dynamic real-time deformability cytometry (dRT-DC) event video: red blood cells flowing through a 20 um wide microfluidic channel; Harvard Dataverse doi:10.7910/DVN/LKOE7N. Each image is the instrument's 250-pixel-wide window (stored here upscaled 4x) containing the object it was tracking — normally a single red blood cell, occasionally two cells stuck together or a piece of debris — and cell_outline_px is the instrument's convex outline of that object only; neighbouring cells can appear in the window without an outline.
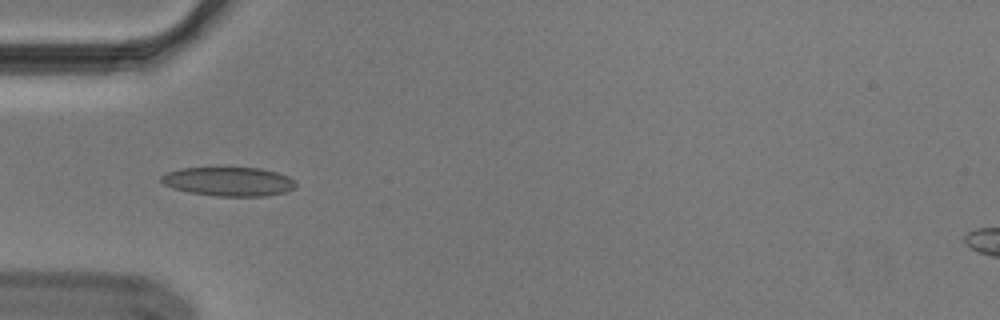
{"species": "Egyptian fruit bat (a non-hibernating species)", "species_latin": "Rousettus aegyptiacus", "temperature_condition": "cold", "stored_images_in_passage": 38, "camera_frame_rate_fps": 3000, "um_per_image_px": 0.085, "animal": {"sex": "male"}, "frame": {"image": 1, "passage_image": 1, "time_ms": 0.0, "image_size_px": [1000, 320], "cell_outline_px": [[296, 184], [292, 188], [284, 192], [264, 196], [216, 196], [188, 192], [164, 184], [160, 180], [160, 176], [168, 172], [180, 168], [260, 168], [276, 172], [288, 176]], "centroid_in_image_um": [19.41, 15.43], "position_along_channel_um": 65.6, "area_um2": 22.43}}
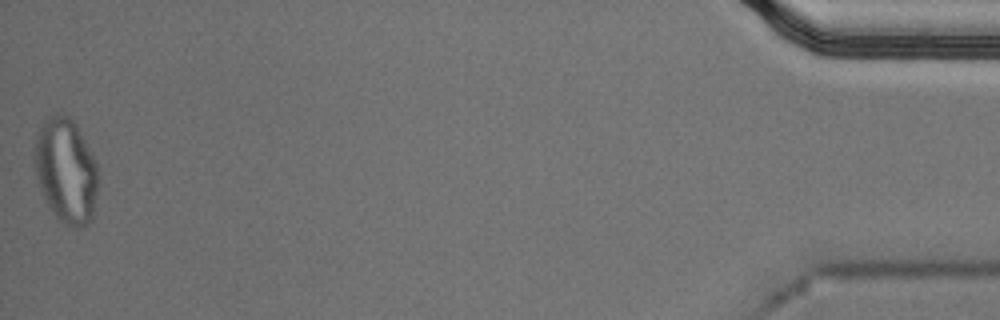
{"frame": {"image": 2, "passage_image": 38, "time_ms": 12.333, "image_size_px": [1000, 320], "cell_outline_px": [[100, 180], [92, 220], [88, 224], [80, 228], [68, 228], [48, 208], [36, 180], [36, 140], [40, 128], [44, 120], [48, 116], [68, 116], [76, 124], [96, 164]], "centroid_in_image_um": [5.64, 14.61], "position_along_channel_um": 429.6, "area_um2": 38.78}, "authors_computed_cell_mechanics": {"area_um2": 22.1952, "velocity_mm_per_s": 3.6886, "shape_relaxation_time_tau1_ms": null, "shape_relaxation_time_tau2_ms": 1.7717, "deformation_change_tau1": null, "deformation_change_tau2": 0.0811}}